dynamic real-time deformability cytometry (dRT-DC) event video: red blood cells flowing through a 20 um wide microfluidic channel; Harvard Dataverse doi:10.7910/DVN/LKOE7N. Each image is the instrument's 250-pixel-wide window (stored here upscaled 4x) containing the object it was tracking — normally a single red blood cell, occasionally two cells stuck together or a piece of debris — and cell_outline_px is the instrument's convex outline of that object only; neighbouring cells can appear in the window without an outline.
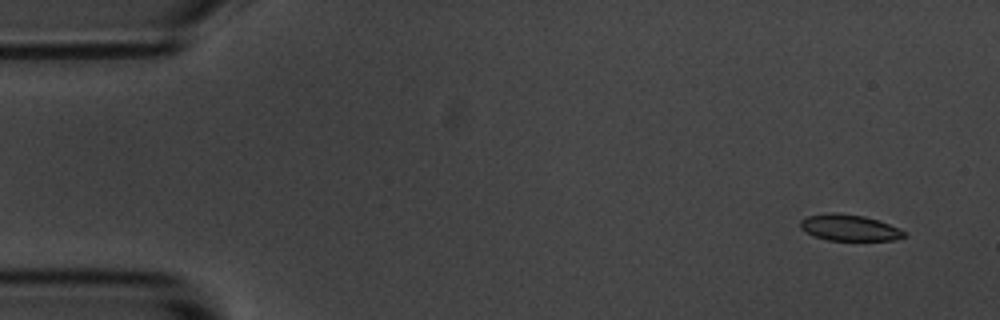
{"species": "common noctule bat (a hibernating species)", "species_latin": "Nyctalus noctula", "temperature_condition": "room temperature", "stored_images_in_passage": 5, "camera_frame_rate_fps": 3000, "um_per_image_px": 0.085, "animal": {"sex": "male", "body_mass_g": 20.1, "forearm_length_mm": 53.5}, "frame": {"image": 1, "passage_image": 1, "time_ms": 0.0, "image_size_px": [1000, 320], "cell_outline_px": [[908, 236], [892, 240], [828, 240], [816, 236], [800, 228], [800, 220], [808, 216], [832, 212], [836, 212], [864, 216], [888, 224], [904, 232]], "centroid_in_image_um": [72.17, 19.35], "position_along_channel_um": 12.8, "area_um2": 15.55}}
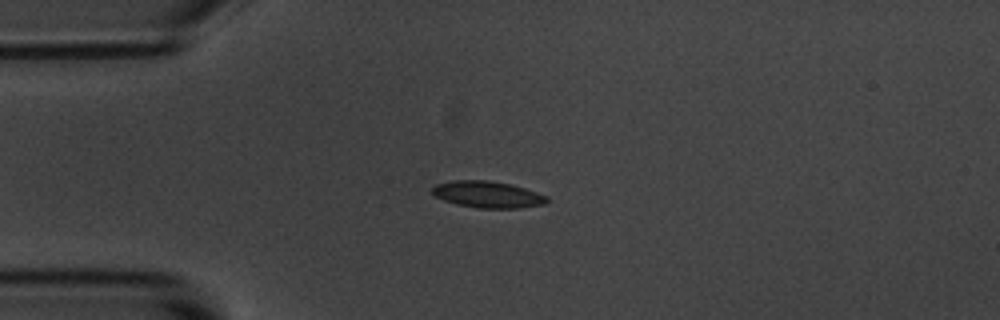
{"frame": {"image": 2, "passage_image": 4, "time_ms": 3.333, "image_size_px": [1000, 320], "cell_outline_px": [[548, 200], [544, 204], [520, 208], [480, 208], [456, 204], [444, 200], [436, 196], [432, 192], [432, 188], [436, 184], [452, 180], [488, 180], [508, 184], [524, 188], [548, 196]], "centroid_in_image_um": [41.44, 16.53], "position_along_channel_um": 43.6, "area_um2": 17.63}}
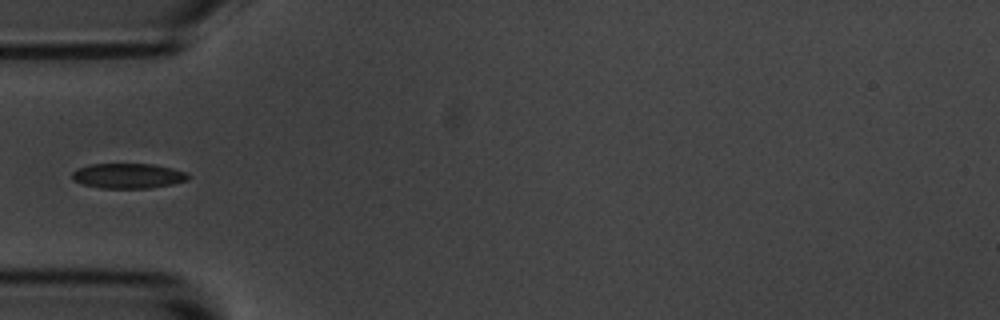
{"frame": {"image": 3, "passage_image": 5, "time_ms": 4.667, "image_size_px": [1000, 320], "cell_outline_px": [[192, 176], [188, 180], [172, 184], [148, 188], [100, 188], [84, 184], [72, 180], [72, 172], [76, 168], [88, 164], [152, 164], [172, 168], [188, 172]], "centroid_in_image_um": [10.9, 14.94], "position_along_channel_um": 74.1, "area_um2": 17.11}}